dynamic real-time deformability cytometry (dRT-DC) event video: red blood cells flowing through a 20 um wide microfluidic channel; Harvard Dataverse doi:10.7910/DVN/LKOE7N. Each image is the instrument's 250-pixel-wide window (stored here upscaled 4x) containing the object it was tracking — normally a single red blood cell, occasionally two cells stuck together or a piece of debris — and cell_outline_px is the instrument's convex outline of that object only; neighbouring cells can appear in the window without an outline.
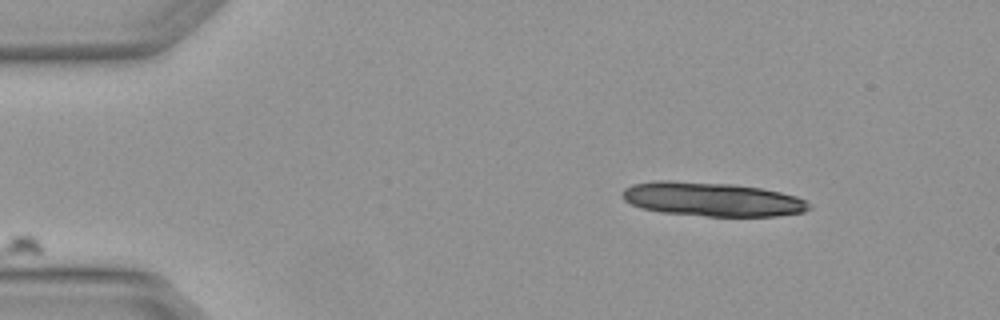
{"species": "Egyptian fruit bat (a non-hibernating species)", "species_latin": "Rousettus aegyptiacus", "temperature_condition": "warm", "stored_images_in_passage": 4, "camera_frame_rate_fps": 3000, "um_per_image_px": 0.085, "animal": {"sex": "female"}, "frame": {"image": 1, "passage_image": 1, "time_ms": 0.0, "image_size_px": [1000, 320], "cell_outline_px": [[812, 208], [804, 212], [776, 216], [704, 216], [660, 212], [640, 208], [624, 200], [620, 196], [620, 192], [624, 188], [632, 184], [656, 180], [668, 180], [732, 184], [760, 188], [780, 192], [796, 196], [812, 204]], "centroid_in_image_um": [60.49, 16.94], "position_along_channel_um": 24.5, "area_um2": 37.28}}
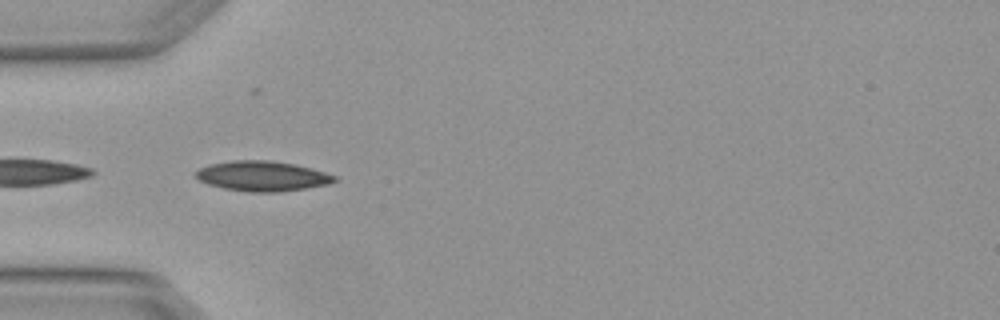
{"frame": {"image": 2, "passage_image": 3, "time_ms": 0.667, "image_size_px": [1000, 320], "cell_outline_px": [[340, 180], [328, 184], [304, 188], [276, 192], [248, 192], [224, 188], [208, 184], [200, 180], [196, 176], [196, 172], [200, 168], [208, 164], [232, 160], [268, 160], [296, 164], [312, 168], [336, 176]], "centroid_in_image_um": [22.31, 14.96], "position_along_channel_um": 62.7, "area_um2": 24.28}}
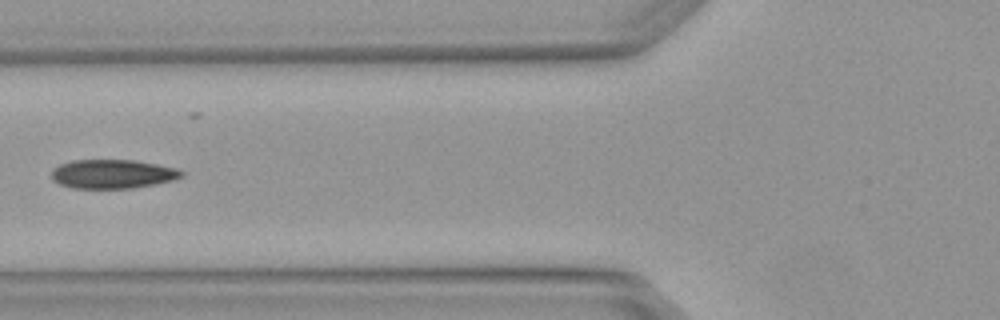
{"frame": {"image": 3, "passage_image": 4, "time_ms": 1.0, "image_size_px": [1000, 320], "cell_outline_px": [[184, 176], [172, 180], [156, 184], [132, 188], [72, 188], [60, 184], [52, 180], [52, 168], [60, 164], [72, 160], [132, 160], [156, 164], [176, 168], [184, 172]], "centroid_in_image_um": [9.56, 14.79], "position_along_channel_um": 116.2, "area_um2": 21.96}}